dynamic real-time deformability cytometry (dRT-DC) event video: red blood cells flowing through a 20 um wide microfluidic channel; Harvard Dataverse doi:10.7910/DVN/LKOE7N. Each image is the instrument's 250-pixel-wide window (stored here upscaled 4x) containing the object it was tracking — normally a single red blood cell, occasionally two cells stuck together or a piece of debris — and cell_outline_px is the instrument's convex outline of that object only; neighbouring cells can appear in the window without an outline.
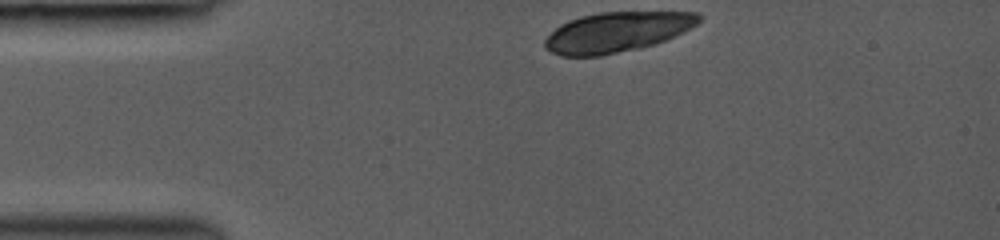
{"species": "common noctule bat (a hibernating species)", "species_latin": "Nyctalus noctula", "temperature_condition": "room temperature", "stored_images_in_passage": 32, "camera_frame_rate_fps": 3000, "um_per_image_px": 0.085, "animal": {"sex": "female", "body_mass_g": 19.0, "forearm_length_mm": 53.3}, "frame": {"image": 1, "passage_image": 1, "time_ms": 0.0, "image_size_px": [1000, 240], "cell_outline_px": [[704, 16], [696, 24], [656, 44], [640, 48], [600, 56], [560, 56], [544, 48], [544, 40], [560, 24], [568, 20], [580, 16], [600, 12], [700, 12]], "centroid_in_image_um": [52.4, 2.72], "position_along_channel_um": 32.6, "area_um2": 35.89}}